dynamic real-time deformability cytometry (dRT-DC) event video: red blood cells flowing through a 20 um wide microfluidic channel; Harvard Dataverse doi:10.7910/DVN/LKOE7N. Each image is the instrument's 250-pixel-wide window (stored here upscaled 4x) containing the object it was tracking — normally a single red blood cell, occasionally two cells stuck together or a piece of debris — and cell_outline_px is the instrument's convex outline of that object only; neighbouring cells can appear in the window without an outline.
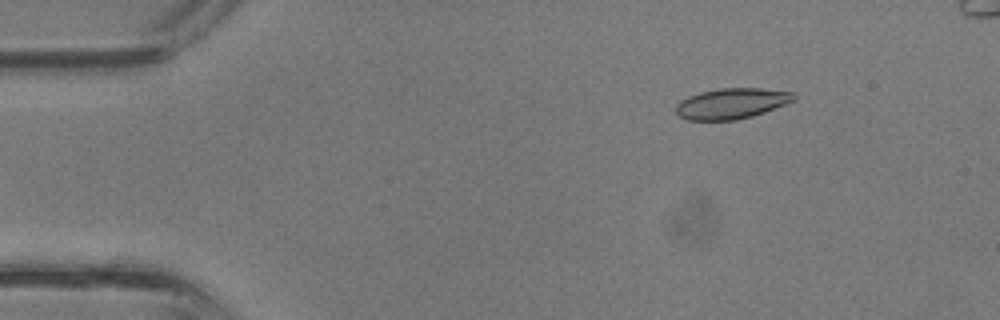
{"species": "common noctule bat (a hibernating species)", "species_latin": "Nyctalus noctula", "temperature_condition": "room temperature", "stored_images_in_passage": 36, "camera_frame_rate_fps": 3000, "um_per_image_px": 0.085, "animal": {"sex": "male", "body_mass_g": 13.3}, "frame": {"image": 1, "passage_image": 4, "time_ms": 1.0, "image_size_px": [1000, 320], "cell_outline_px": [[796, 100], [764, 112], [752, 116], [736, 120], [688, 120], [680, 116], [676, 112], [676, 104], [680, 100], [688, 96], [700, 92], [720, 88], [760, 88], [796, 92]], "centroid_in_image_um": [62.2, 8.79], "position_along_channel_um": 22.8, "area_um2": 21.15}}
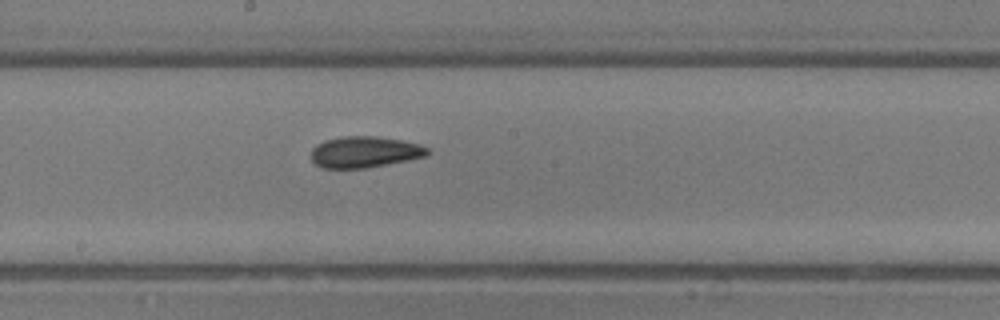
{"frame": {"image": 2, "passage_image": 19, "time_ms": 6.0, "image_size_px": [1000, 320], "cell_outline_px": [[428, 152], [424, 156], [408, 160], [388, 164], [364, 168], [324, 168], [316, 164], [312, 160], [312, 148], [316, 144], [324, 140], [340, 136], [376, 136], [400, 140], [420, 144], [428, 148]], "centroid_in_image_um": [30.96, 12.91], "position_along_channel_um": 217.2, "area_um2": 21.1}}
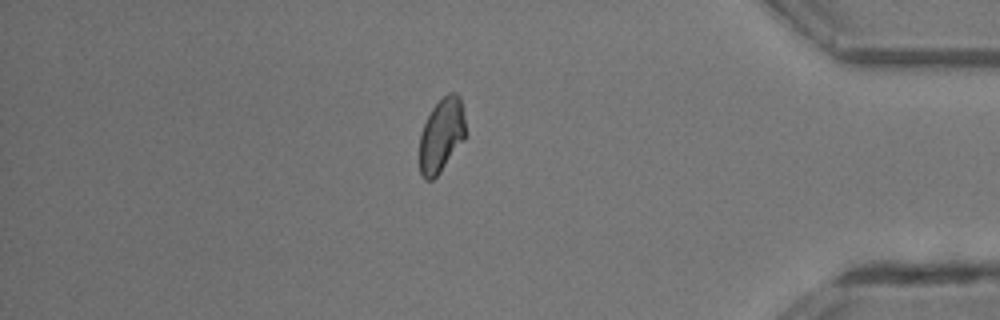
{"frame": {"image": 3, "passage_image": 31, "time_ms": 10.0, "image_size_px": [1000, 320], "cell_outline_px": [[464, 140], [440, 172], [432, 180], [424, 180], [420, 172], [420, 132], [432, 108], [448, 92], [456, 92], [460, 96], [464, 116]], "centroid_in_image_um": [37.51, 11.49], "position_along_channel_um": 397.7, "area_um2": 19.65}}